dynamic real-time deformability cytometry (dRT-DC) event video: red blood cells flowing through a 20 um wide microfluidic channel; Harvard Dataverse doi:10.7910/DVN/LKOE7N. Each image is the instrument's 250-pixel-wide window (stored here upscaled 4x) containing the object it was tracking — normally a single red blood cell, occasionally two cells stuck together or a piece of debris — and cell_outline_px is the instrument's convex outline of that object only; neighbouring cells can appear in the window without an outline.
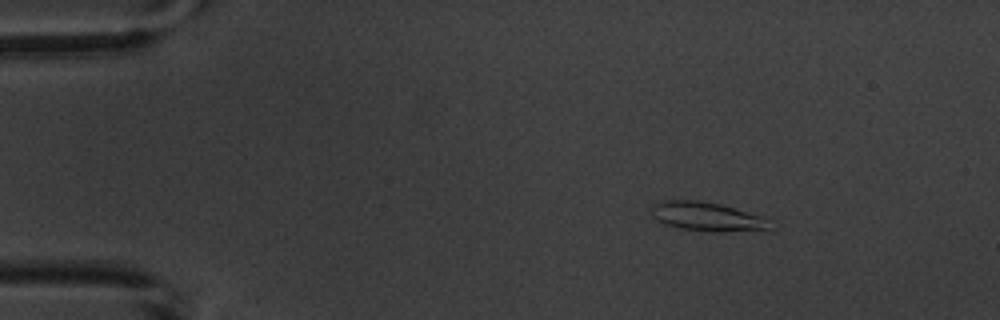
{"species": "common noctule bat (a hibernating species)", "species_latin": "Nyctalus noctula", "temperature_condition": "warm", "stored_images_in_passage": 5, "camera_frame_rate_fps": 3000, "um_per_image_px": 0.085, "animal": {"sex": "male", "body_mass_g": 20.1, "forearm_length_mm": 53.5}, "frame": {"image": 1, "passage_image": 2, "time_ms": 1.0, "image_size_px": [1000, 320], "cell_outline_px": [[768, 228], [720, 232], [712, 232], [680, 228], [664, 224], [656, 220], [652, 216], [652, 204], [664, 200], [696, 200], [720, 204], [760, 216]], "centroid_in_image_um": [59.91, 18.39], "position_along_channel_um": 25.1, "area_um2": 19.31}}